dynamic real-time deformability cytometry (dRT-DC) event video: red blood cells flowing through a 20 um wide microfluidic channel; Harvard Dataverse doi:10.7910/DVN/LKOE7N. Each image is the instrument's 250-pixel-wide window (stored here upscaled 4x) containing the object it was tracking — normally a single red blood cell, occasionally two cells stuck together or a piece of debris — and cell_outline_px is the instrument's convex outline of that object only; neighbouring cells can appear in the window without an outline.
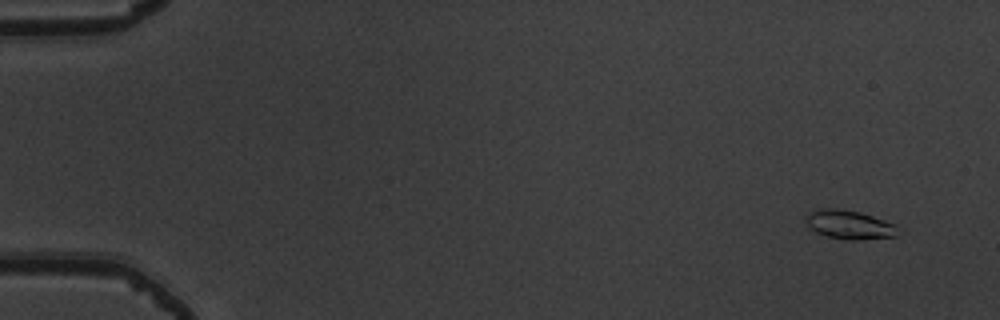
{"species": "common noctule bat (a hibernating species)", "species_latin": "Nyctalus noctula", "temperature_condition": "warm", "stored_images_in_passage": 51, "camera_frame_rate_fps": 3000, "um_per_image_px": 0.085, "animal": {"sex": "male", "body_mass_g": 19.5, "forearm_length_mm": 54.6}, "frame": {"image": 1, "passage_image": 1, "time_ms": 0.0, "image_size_px": [1000, 320], "cell_outline_px": [[904, 232], [896, 236], [860, 240], [844, 240], [828, 236], [816, 232], [808, 228], [808, 212], [816, 208], [832, 208], [860, 212], [884, 220], [892, 224]], "centroid_in_image_um": [72.22, 19.11], "position_along_channel_um": 12.8, "area_um2": 15.55}}
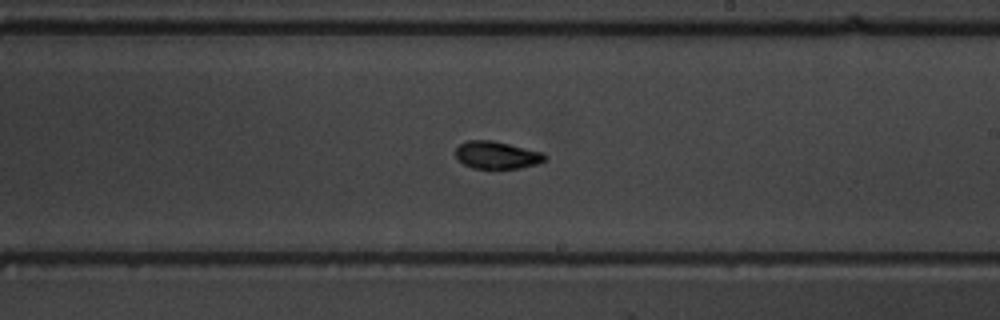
{"frame": {"image": 2, "passage_image": 30, "time_ms": 9.667, "image_size_px": [1000, 320], "cell_outline_px": [[548, 160], [536, 164], [520, 168], [472, 168], [464, 164], [456, 156], [456, 148], [460, 144], [468, 140], [492, 140], [540, 152], [548, 156]], "centroid_in_image_um": [42.24, 13.18], "position_along_channel_um": 246.8, "area_um2": 14.1}}
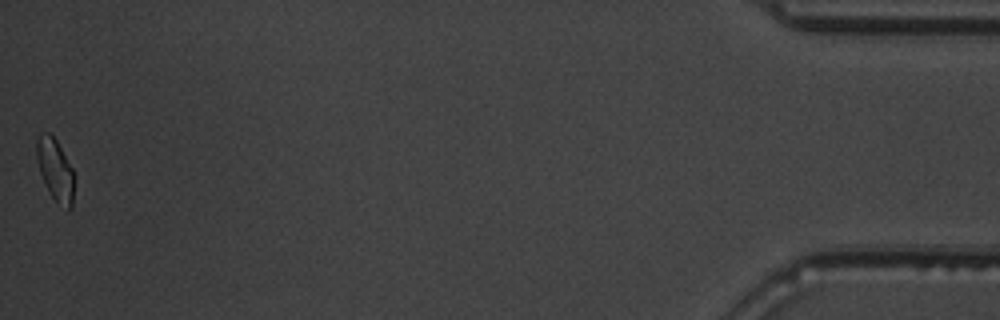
{"frame": {"image": 3, "passage_image": 51, "time_ms": 16.667, "image_size_px": [1000, 320], "cell_outline_px": [[72, 208], [68, 208], [56, 200], [52, 196], [40, 172], [36, 160], [36, 140], [40, 132], [48, 132], [56, 140], [72, 168]], "centroid_in_image_um": [4.65, 14.34], "position_along_channel_um": 430.6, "area_um2": 12.95}, "authors_computed_cell_mechanics": {"area_um2": 14.3922, "velocity_mm_per_s": 3.8917, "shape_relaxation_time_tau1_ms": 3.8368, "shape_relaxation_time_tau2_ms": 2.2189, "deformation_change_tau1": 0.1354, "deformation_change_tau2": 0.063}}